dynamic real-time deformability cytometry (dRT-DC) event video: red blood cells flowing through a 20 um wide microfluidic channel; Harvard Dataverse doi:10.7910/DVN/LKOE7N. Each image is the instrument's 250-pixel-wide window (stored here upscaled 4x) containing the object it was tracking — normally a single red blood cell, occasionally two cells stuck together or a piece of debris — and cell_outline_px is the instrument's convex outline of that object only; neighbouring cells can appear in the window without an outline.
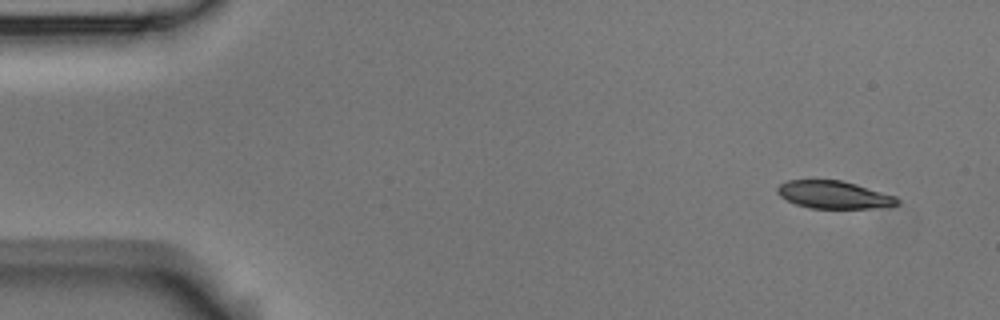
{"species": "Egyptian fruit bat (a non-hibernating species)", "species_latin": "Rousettus aegyptiacus", "temperature_condition": "room temperature", "stored_images_in_passage": 6, "camera_frame_rate_fps": 3000, "um_per_image_px": 0.085, "animal": {"sex": "male"}, "frame": {"image": 1, "passage_image": 1, "time_ms": 0.0, "image_size_px": [1000, 320], "cell_outline_px": [[900, 204], [888, 208], [812, 208], [796, 204], [780, 196], [776, 192], [776, 188], [780, 184], [788, 180], [840, 180], [856, 184], [896, 196], [900, 200]], "centroid_in_image_um": [70.93, 16.56], "position_along_channel_um": 14.1, "area_um2": 19.42}}
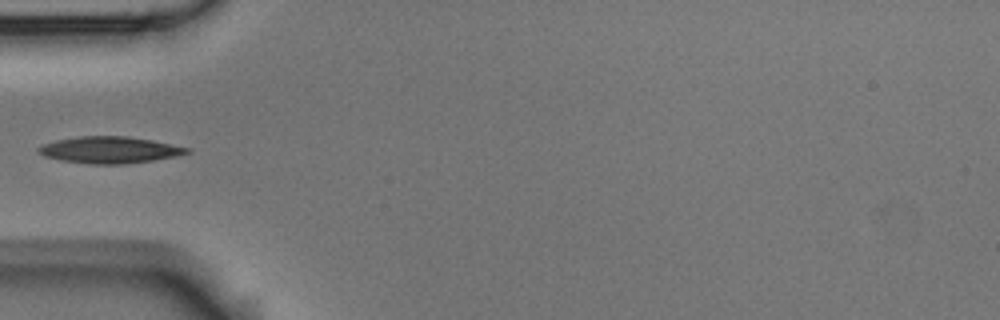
{"frame": {"image": 2, "passage_image": 5, "time_ms": 1.333, "image_size_px": [1000, 320], "cell_outline_px": [[192, 152], [176, 156], [152, 160], [124, 164], [88, 164], [60, 160], [44, 156], [36, 148], [44, 144], [56, 140], [80, 136], [128, 136], [152, 140], [188, 148]], "centroid_in_image_um": [9.31, 12.74], "position_along_channel_um": 75.7, "area_um2": 22.89}}
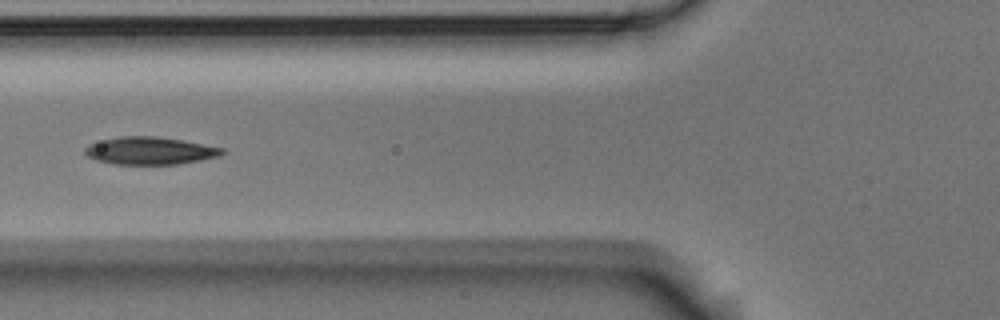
{"frame": {"image": 3, "passage_image": 6, "time_ms": 1.667, "image_size_px": [1000, 320], "cell_outline_px": [[224, 152], [220, 156], [200, 160], [176, 164], [116, 164], [96, 160], [88, 156], [84, 152], [84, 148], [88, 144], [120, 136], [156, 136], [180, 140], [224, 148]], "centroid_in_image_um": [12.73, 12.81], "position_along_channel_um": 113.1, "area_um2": 21.79}}